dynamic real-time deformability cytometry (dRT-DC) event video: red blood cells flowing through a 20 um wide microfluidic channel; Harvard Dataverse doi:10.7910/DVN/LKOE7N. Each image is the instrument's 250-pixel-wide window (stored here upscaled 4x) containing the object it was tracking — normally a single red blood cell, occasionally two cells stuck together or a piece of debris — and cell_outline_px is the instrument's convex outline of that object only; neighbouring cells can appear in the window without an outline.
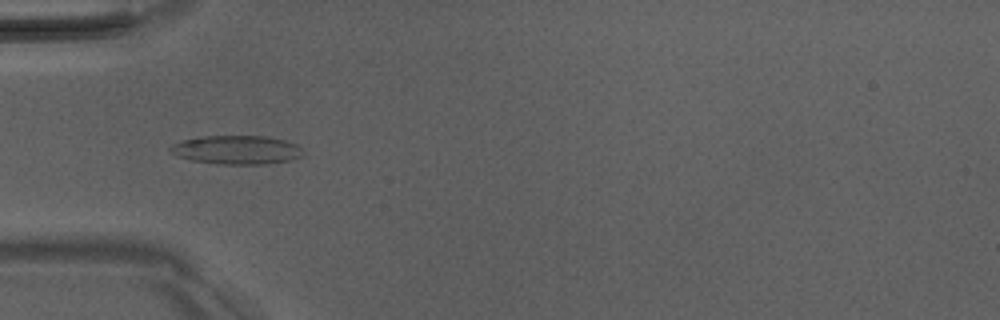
{"species": "Egyptian fruit bat (a non-hibernating species)", "species_latin": "Rousettus aegyptiacus", "temperature_condition": "room temperature", "stored_images_in_passage": 8, "camera_frame_rate_fps": 3000, "um_per_image_px": 0.085, "animal": {"sex": "male"}, "frame": {"image": 1, "passage_image": 5, "time_ms": 5.333, "image_size_px": [1000, 320], "cell_outline_px": [[304, 156], [292, 160], [264, 164], [220, 164], [192, 160], [176, 156], [168, 152], [168, 148], [172, 144], [184, 140], [204, 136], [268, 136], [284, 140], [296, 144], [304, 148]], "centroid_in_image_um": [20.15, 12.74], "position_along_channel_um": 64.9, "area_um2": 22.48}}